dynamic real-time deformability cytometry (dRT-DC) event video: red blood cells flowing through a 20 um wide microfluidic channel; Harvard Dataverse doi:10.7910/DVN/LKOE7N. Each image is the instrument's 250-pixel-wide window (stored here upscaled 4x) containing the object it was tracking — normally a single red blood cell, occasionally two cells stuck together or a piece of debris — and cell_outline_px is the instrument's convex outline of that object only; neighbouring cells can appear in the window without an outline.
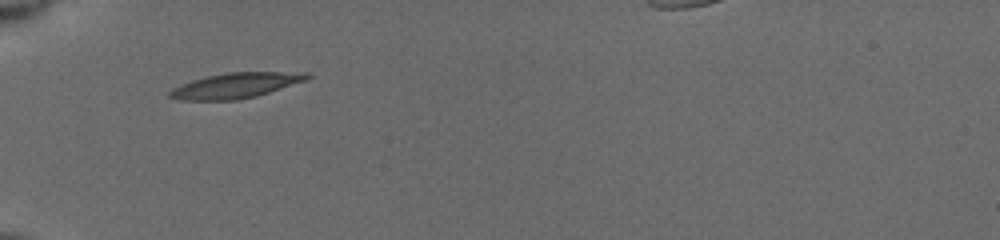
{"species": "common noctule bat (a hibernating species)", "species_latin": "Nyctalus noctula", "temperature_condition": "cold", "stored_images_in_passage": 27, "camera_frame_rate_fps": 3000, "um_per_image_px": 0.085, "animal": {"sex": "female", "body_mass_g": 19.5, "forearm_length_mm": 54.1}, "frame": {"image": 1, "passage_image": 1, "time_ms": 0.0, "image_size_px": [1000, 240], "cell_outline_px": [[312, 76], [308, 80], [256, 96], [236, 100], [180, 100], [168, 96], [168, 92], [172, 88], [180, 84], [192, 80], [208, 76], [228, 72], [308, 72]], "centroid_in_image_um": [20.05, 7.26], "position_along_channel_um": 65.0, "area_um2": 20.29}}
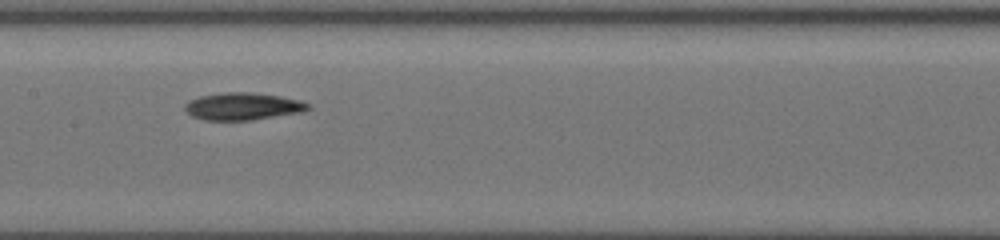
{"frame": {"image": 2, "passage_image": 13, "time_ms": 3.333, "image_size_px": [1000, 240], "cell_outline_px": [[312, 108], [304, 112], [252, 120], [204, 120], [192, 116], [184, 108], [184, 104], [188, 100], [200, 96], [220, 92], [252, 92], [280, 96], [300, 100], [312, 104]], "centroid_in_image_um": [20.68, 9.03], "position_along_channel_um": 186.7, "area_um2": 19.94}}
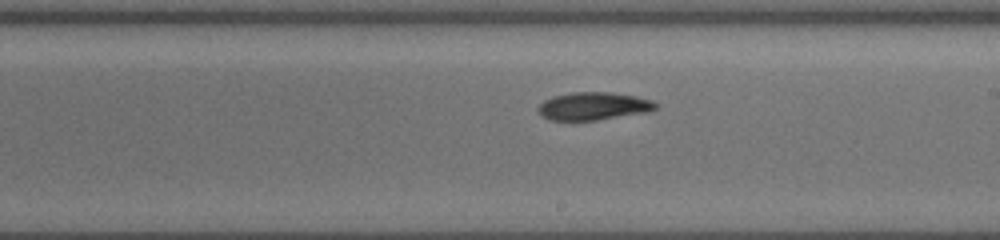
{"frame": {"image": 3, "passage_image": 21, "time_ms": 4.667, "image_size_px": [1000, 240], "cell_outline_px": [[660, 104], [656, 108], [648, 112], [572, 124], [548, 120], [540, 112], [540, 104], [544, 100], [552, 96], [572, 92], [612, 92], [636, 96], [652, 100]], "centroid_in_image_um": [50.43, 9.06], "position_along_channel_um": 238.6, "area_um2": 19.77}}